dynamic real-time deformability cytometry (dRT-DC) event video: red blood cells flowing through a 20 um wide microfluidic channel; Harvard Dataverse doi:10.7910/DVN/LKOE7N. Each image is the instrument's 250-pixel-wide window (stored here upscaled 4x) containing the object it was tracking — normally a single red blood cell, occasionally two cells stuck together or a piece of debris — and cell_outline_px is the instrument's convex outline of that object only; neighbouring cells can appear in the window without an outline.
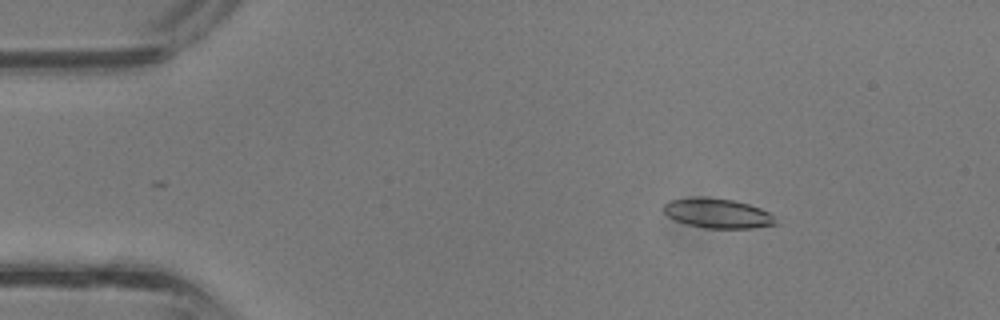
{"species": "common noctule bat (a hibernating species)", "species_latin": "Nyctalus noctula", "temperature_condition": "room temperature", "stored_images_in_passage": 33, "camera_frame_rate_fps": 3000, "um_per_image_px": 0.085, "animal": {"sex": "male", "body_mass_g": 13.3}, "frame": {"image": 1, "passage_image": 5, "time_ms": 1.333, "image_size_px": [1000, 320], "cell_outline_px": [[780, 224], [752, 228], [704, 228], [688, 224], [676, 220], [668, 216], [664, 212], [664, 204], [668, 200], [692, 196], [704, 196], [732, 200], [748, 204], [760, 208], [768, 212]], "centroid_in_image_um": [60.98, 18.12], "position_along_channel_um": 24.0, "area_um2": 19.48}}
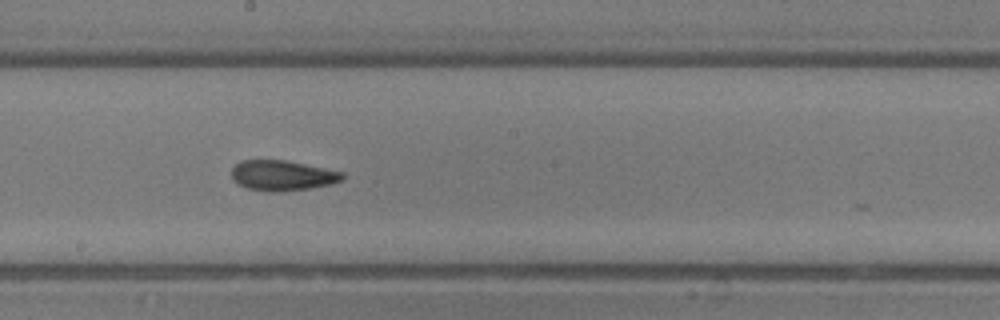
{"frame": {"image": 2, "passage_image": 20, "time_ms": 6.333, "image_size_px": [1000, 320], "cell_outline_px": [[344, 176], [340, 180], [332, 184], [308, 188], [248, 188], [232, 180], [232, 168], [240, 160], [284, 160], [344, 172]], "centroid_in_image_um": [24.0, 14.85], "position_along_channel_um": 224.2, "area_um2": 18.38}}
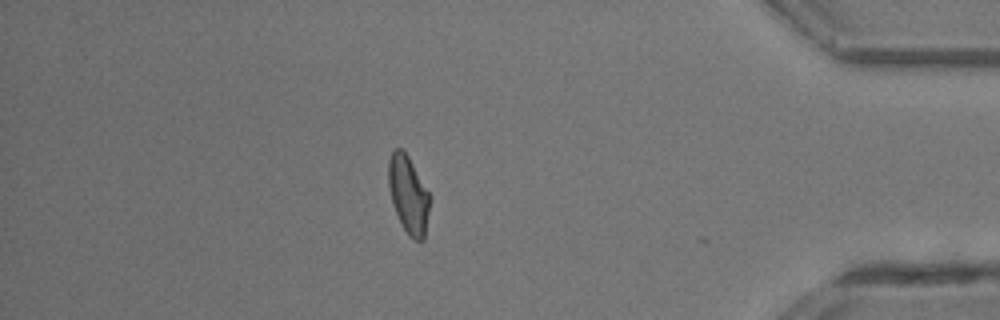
{"frame": {"image": 3, "passage_image": 32, "time_ms": 10.333, "image_size_px": [1000, 320], "cell_outline_px": [[432, 196], [424, 240], [416, 240], [408, 236], [392, 204], [388, 184], [388, 160], [392, 152], [396, 148], [400, 148], [408, 156]], "centroid_in_image_um": [34.73, 16.55], "position_along_channel_um": 400.5, "area_um2": 18.84}}